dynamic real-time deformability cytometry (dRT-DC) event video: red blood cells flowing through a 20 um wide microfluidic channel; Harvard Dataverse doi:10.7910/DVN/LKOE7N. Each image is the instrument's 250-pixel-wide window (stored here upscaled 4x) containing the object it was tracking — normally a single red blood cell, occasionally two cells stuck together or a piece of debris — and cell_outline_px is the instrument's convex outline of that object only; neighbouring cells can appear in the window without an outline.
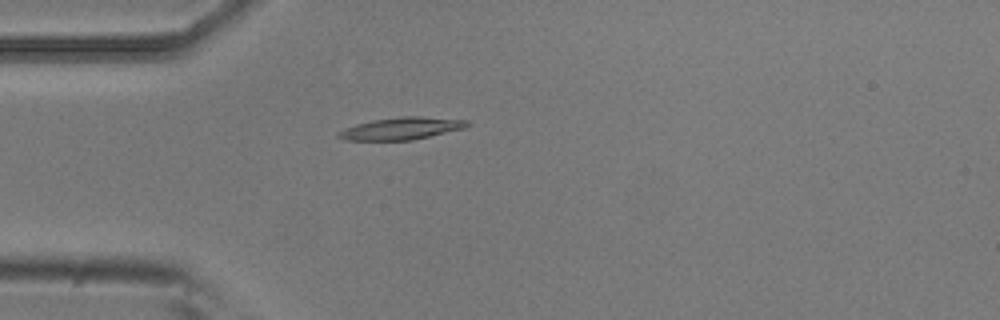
{"species": "common noctule bat (a hibernating species)", "species_latin": "Nyctalus noctula", "temperature_condition": "room temperature", "stored_images_in_passage": 2, "camera_frame_rate_fps": 3000, "um_per_image_px": 0.085, "animal": {"sex": "male", "body_mass_g": 20.5, "forearm_length_mm": 52.5}, "frame": {"image": 1, "passage_image": 2, "time_ms": 0.333, "image_size_px": [1000, 320], "cell_outline_px": [[472, 124], [464, 128], [412, 140], [344, 140], [336, 136], [336, 132], [344, 128], [356, 124], [372, 120], [400, 116], [420, 116], [468, 120]], "centroid_in_image_um": [34.09, 10.91], "position_along_channel_um": 50.9, "area_um2": 16.76}}